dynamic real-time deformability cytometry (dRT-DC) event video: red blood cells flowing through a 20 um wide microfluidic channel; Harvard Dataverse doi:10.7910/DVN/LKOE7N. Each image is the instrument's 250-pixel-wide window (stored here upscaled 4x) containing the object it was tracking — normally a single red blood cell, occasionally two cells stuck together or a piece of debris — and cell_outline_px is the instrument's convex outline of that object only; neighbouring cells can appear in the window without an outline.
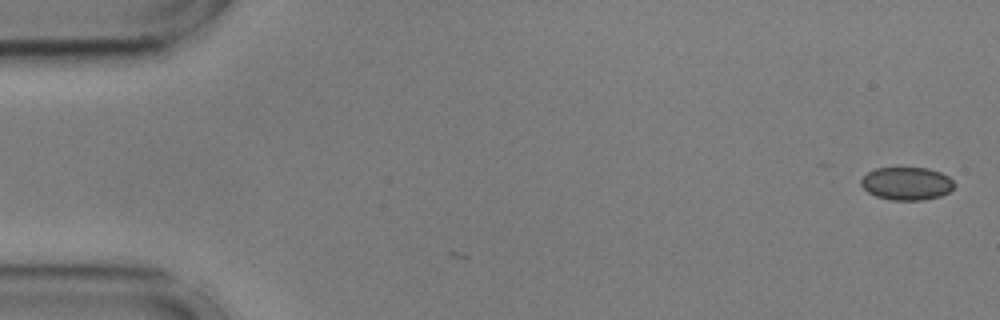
{"species": "common noctule bat (a hibernating species)", "species_latin": "Nyctalus noctula", "temperature_condition": "cold", "stored_images_in_passage": 5, "camera_frame_rate_fps": 3000, "um_per_image_px": 0.085, "animal": {"sex": "male", "body_mass_g": 17.9, "forearm_length_mm": 54.2}, "frame": {"image": 1, "passage_image": 5, "time_ms": 1.333, "image_size_px": [1000, 320], "cell_outline_px": [[952, 188], [948, 192], [940, 196], [924, 200], [892, 200], [876, 196], [868, 192], [860, 184], [860, 180], [868, 172], [876, 168], [928, 168], [940, 172], [948, 176], [952, 180]], "centroid_in_image_um": [77.04, 15.6], "position_along_channel_um": 8.0, "area_um2": 17.74}}